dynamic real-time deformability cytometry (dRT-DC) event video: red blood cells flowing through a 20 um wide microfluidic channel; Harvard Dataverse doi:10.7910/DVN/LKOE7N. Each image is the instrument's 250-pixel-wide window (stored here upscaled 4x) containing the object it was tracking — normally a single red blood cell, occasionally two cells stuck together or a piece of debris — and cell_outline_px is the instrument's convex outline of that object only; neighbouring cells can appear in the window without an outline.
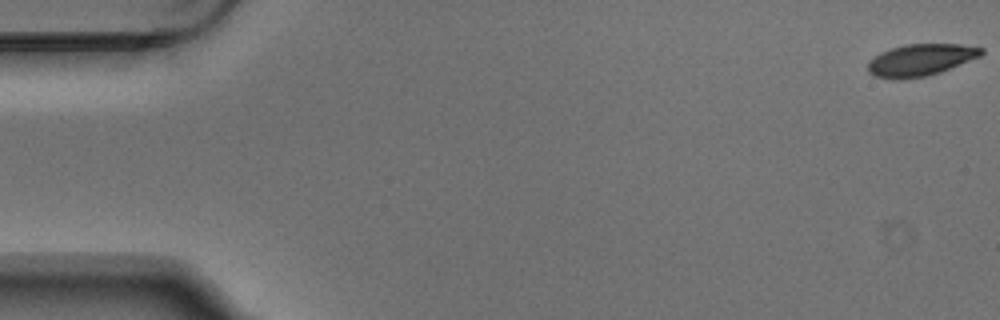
{"species": "Egyptian fruit bat (a non-hibernating species)", "species_latin": "Rousettus aegyptiacus", "temperature_condition": "warm", "stored_images_in_passage": 7, "camera_frame_rate_fps": 3000, "um_per_image_px": 0.085, "animal": {"sex": "male"}, "frame": {"image": 1, "passage_image": 1, "time_ms": 0.0, "image_size_px": [1000, 320], "cell_outline_px": [[984, 52], [980, 56], [940, 72], [928, 76], [900, 80], [896, 80], [876, 76], [868, 72], [868, 60], [880, 52], [904, 44], [960, 44], [984, 48]], "centroid_in_image_um": [78.22, 5.1], "position_along_channel_um": 6.8, "area_um2": 21.15}}
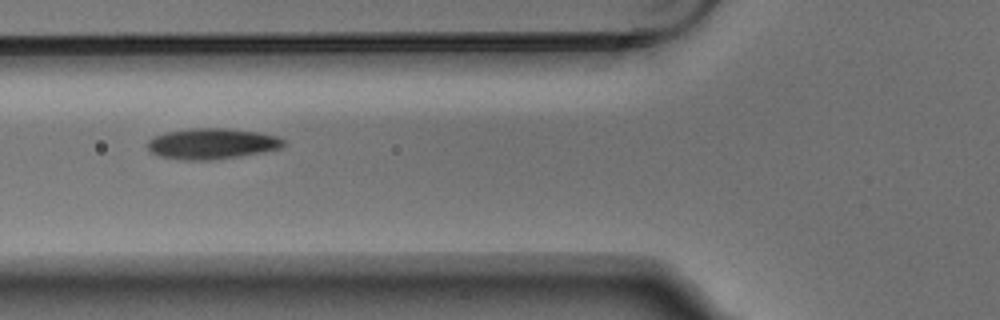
{"frame": {"image": 2, "passage_image": 6, "time_ms": 1.667, "image_size_px": [1000, 320], "cell_outline_px": [[284, 148], [264, 152], [240, 156], [212, 160], [184, 160], [160, 156], [152, 152], [148, 148], [148, 140], [156, 136], [168, 132], [192, 128], [224, 128], [256, 132], [276, 136], [284, 140]], "centroid_in_image_um": [18.05, 12.22], "position_along_channel_um": 107.8, "area_um2": 24.22}}
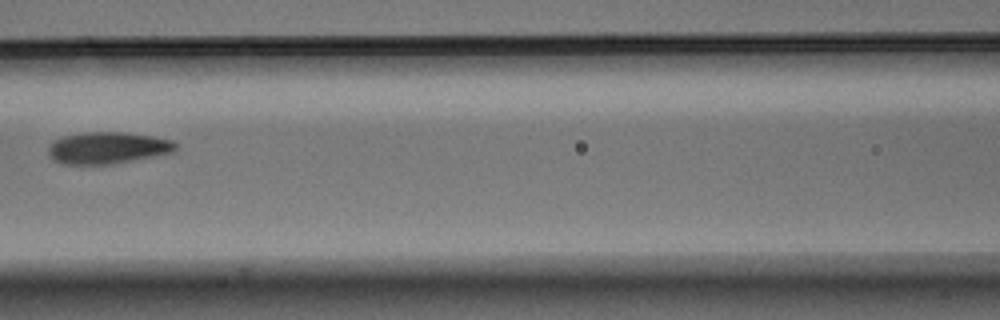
{"frame": {"image": 3, "passage_image": 7, "time_ms": 2.0, "image_size_px": [1000, 320], "cell_outline_px": [[176, 148], [172, 152], [112, 164], [64, 164], [52, 160], [48, 152], [48, 148], [52, 140], [64, 136], [80, 132], [124, 132], [152, 136], [172, 140], [176, 144]], "centroid_in_image_um": [9.09, 12.56], "position_along_channel_um": 157.5, "area_um2": 23.52}}